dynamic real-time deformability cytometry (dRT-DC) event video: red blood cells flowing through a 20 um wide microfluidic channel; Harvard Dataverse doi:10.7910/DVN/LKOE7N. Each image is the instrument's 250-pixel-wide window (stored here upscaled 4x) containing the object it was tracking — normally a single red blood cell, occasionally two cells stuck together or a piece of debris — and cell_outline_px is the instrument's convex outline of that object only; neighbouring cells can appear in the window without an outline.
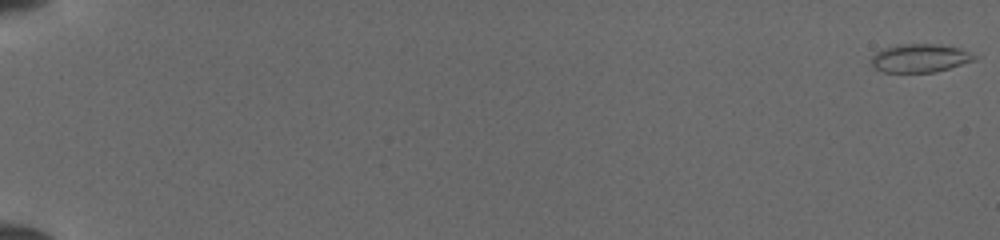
{"species": "common noctule bat (a hibernating species)", "species_latin": "Nyctalus noctula", "temperature_condition": "cold", "stored_images_in_passage": 52, "camera_frame_rate_fps": 3000, "um_per_image_px": 0.085, "animal": {"sex": "female", "body_mass_g": 19.5, "forearm_length_mm": 54.1}, "frame": {"image": 1, "passage_image": 1, "time_ms": 0.0, "image_size_px": [1000, 240], "cell_outline_px": [[980, 56], [976, 60], [936, 72], [884, 72], [872, 68], [868, 60], [876, 52], [884, 48], [900, 44], [940, 44], [960, 48]], "centroid_in_image_um": [78.19, 4.94], "position_along_channel_um": 6.8, "area_um2": 17.4}}
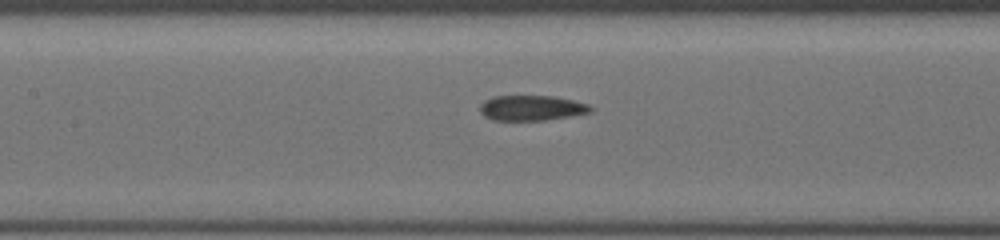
{"frame": {"image": 2, "passage_image": 27, "time_ms": 8.667, "image_size_px": [1000, 240], "cell_outline_px": [[592, 112], [544, 120], [492, 120], [484, 116], [480, 112], [480, 104], [484, 100], [492, 96], [552, 96], [572, 100], [588, 104], [592, 108]], "centroid_in_image_um": [45.14, 9.17], "position_along_channel_um": 162.3, "area_um2": 16.18}}
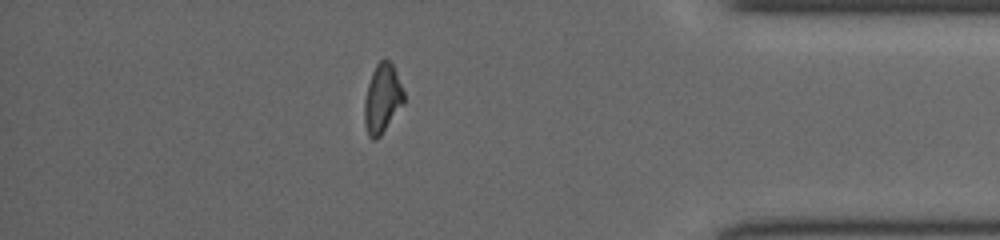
{"frame": {"image": 3, "passage_image": 46, "time_ms": 15.0, "image_size_px": [1000, 240], "cell_outline_px": [[404, 104], [380, 136], [376, 140], [372, 140], [368, 136], [364, 124], [364, 100], [368, 84], [372, 72], [376, 64], [380, 60], [388, 60], [392, 64], [396, 72], [404, 92]], "centroid_in_image_um": [32.48, 8.41], "position_along_channel_um": 402.7, "area_um2": 15.95}}